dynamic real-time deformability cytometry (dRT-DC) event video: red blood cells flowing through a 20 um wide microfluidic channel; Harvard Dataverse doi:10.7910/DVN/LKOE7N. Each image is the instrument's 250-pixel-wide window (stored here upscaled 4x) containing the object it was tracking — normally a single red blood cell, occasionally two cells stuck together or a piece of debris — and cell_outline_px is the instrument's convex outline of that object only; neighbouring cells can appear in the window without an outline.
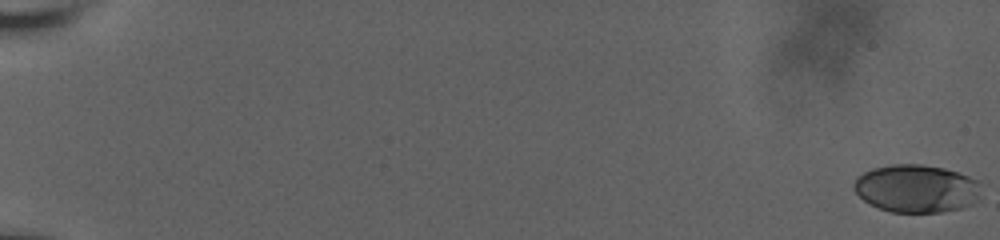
{"species": "human", "species_latin": "Homo sapiens", "temperature_condition": "room temperature", "stored_images_in_passage": 45, "camera_frame_rate_fps": 3000, "um_per_image_px": 0.085, "donor": {"sex": "male"}, "frame": {"image": 1, "passage_image": 1, "time_ms": 0.0, "image_size_px": [1000, 240], "cell_outline_px": [[980, 184], [976, 200], [972, 204], [960, 208], [940, 212], [892, 212], [880, 208], [864, 200], [852, 188], [852, 184], [856, 176], [872, 168], [892, 164], [920, 164], [944, 168], [980, 180]], "centroid_in_image_um": [77.86, 16.01], "position_along_channel_um": 7.1, "area_um2": 35.43}}